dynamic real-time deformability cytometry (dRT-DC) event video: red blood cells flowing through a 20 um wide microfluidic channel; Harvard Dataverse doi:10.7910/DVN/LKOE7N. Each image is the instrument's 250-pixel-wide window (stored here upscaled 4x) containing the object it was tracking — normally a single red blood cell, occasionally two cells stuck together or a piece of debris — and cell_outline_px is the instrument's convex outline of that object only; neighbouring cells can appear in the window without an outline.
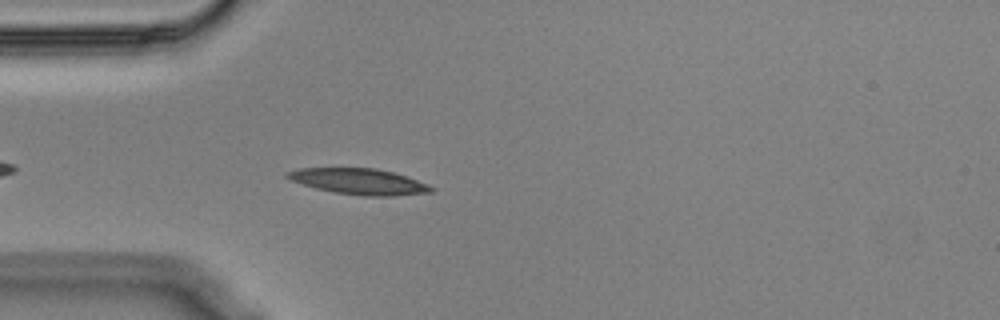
{"species": "Egyptian fruit bat (a non-hibernating species)", "species_latin": "Rousettus aegyptiacus", "temperature_condition": "cold", "stored_images_in_passage": 19, "camera_frame_rate_fps": 3000, "um_per_image_px": 0.085, "animal": {"sex": "male"}, "frame": {"image": 1, "passage_image": 5, "time_ms": 1.333, "image_size_px": [1000, 320], "cell_outline_px": [[436, 188], [432, 192], [396, 196], [364, 196], [336, 192], [316, 188], [292, 180], [284, 176], [284, 172], [300, 168], [376, 168], [392, 172], [428, 184]], "centroid_in_image_um": [30.53, 15.42], "position_along_channel_um": 54.5, "area_um2": 21.56}}
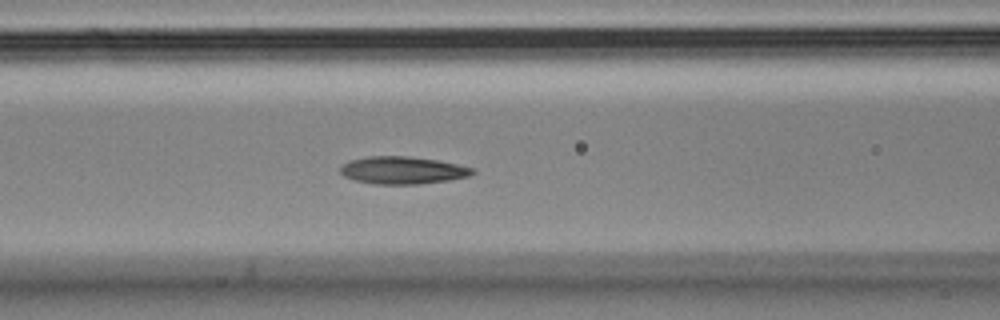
{"frame": {"image": 2, "passage_image": 12, "time_ms": 3.667, "image_size_px": [1000, 320], "cell_outline_px": [[476, 172], [468, 176], [448, 180], [420, 184], [372, 184], [356, 180], [344, 176], [340, 172], [340, 168], [348, 160], [368, 156], [408, 156], [436, 160], [456, 164], [472, 168]], "centroid_in_image_um": [34.19, 14.47], "position_along_channel_um": 132.4, "area_um2": 21.04}}
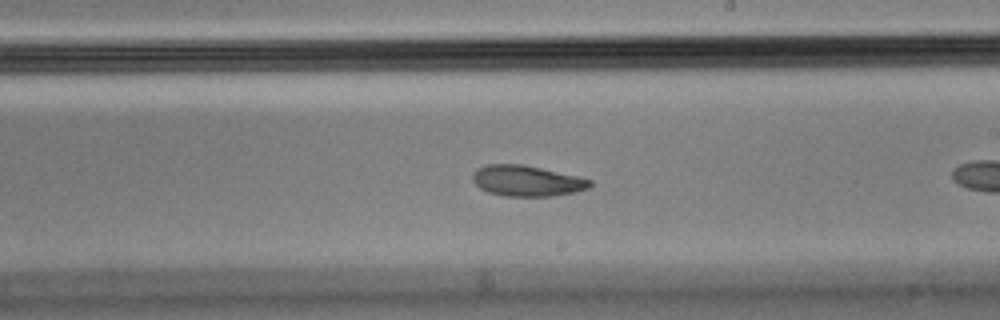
{"frame": {"image": 3, "passage_image": 18, "time_ms": 5.667, "image_size_px": [1000, 320], "cell_outline_px": [[592, 184], [588, 188], [572, 192], [552, 196], [504, 196], [488, 192], [480, 188], [472, 180], [472, 172], [476, 168], [488, 164], [524, 164], [576, 176], [592, 180]], "centroid_in_image_um": [44.73, 15.36], "position_along_channel_um": 244.3, "area_um2": 20.98}}